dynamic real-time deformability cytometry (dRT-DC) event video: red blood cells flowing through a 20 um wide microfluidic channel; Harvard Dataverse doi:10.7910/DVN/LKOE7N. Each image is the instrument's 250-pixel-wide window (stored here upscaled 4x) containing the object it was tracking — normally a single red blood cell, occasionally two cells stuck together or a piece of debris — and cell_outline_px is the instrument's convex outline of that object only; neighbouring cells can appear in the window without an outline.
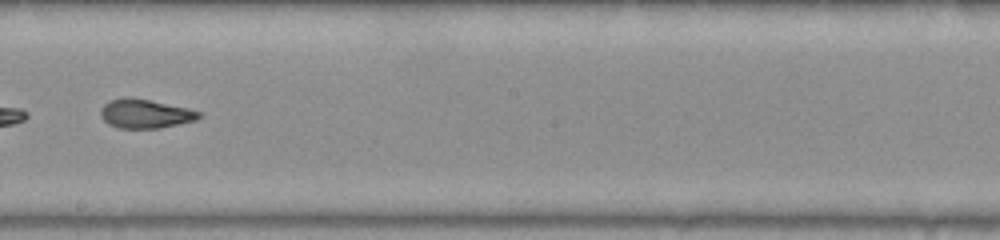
{"species": "common noctule bat (a hibernating species)", "species_latin": "Nyctalus noctula", "temperature_condition": "warm", "stored_images_in_passage": 31, "camera_frame_rate_fps": 3000, "um_per_image_px": 0.085, "animal": {"sex": "female", "body_mass_g": 22.0, "forearm_length_mm": 56.7}, "frame": {"image": 1, "passage_image": 14, "time_ms": 4.333, "image_size_px": [1000, 240], "cell_outline_px": [[204, 116], [196, 120], [160, 128], [116, 128], [108, 124], [100, 116], [100, 108], [104, 104], [112, 100], [128, 96], [188, 108], [200, 112]], "centroid_in_image_um": [12.33, 9.67], "position_along_channel_um": 235.9, "area_um2": 16.65}}